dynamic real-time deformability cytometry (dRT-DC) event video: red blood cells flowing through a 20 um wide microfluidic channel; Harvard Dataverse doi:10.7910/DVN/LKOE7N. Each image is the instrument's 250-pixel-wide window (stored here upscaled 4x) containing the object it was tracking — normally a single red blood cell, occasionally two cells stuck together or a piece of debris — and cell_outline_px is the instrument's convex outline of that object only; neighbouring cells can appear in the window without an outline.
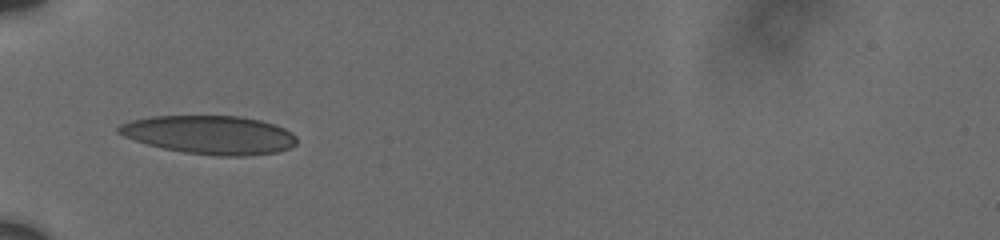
{"species": "human", "species_latin": "Homo sapiens", "temperature_condition": "cold", "stored_images_in_passage": 71, "camera_frame_rate_fps": 3000, "um_per_image_px": 0.085, "donor": {"sex": "male"}, "frame": {"image": 1, "passage_image": 1, "time_ms": 0.0, "image_size_px": [1000, 240], "cell_outline_px": [[296, 144], [288, 148], [276, 152], [248, 156], [216, 156], [184, 152], [164, 148], [148, 144], [124, 136], [116, 132], [116, 128], [120, 124], [132, 120], [152, 116], [240, 116], [260, 120], [284, 128], [292, 132], [296, 136]], "centroid_in_image_um": [17.83, 11.46], "position_along_channel_um": 67.2, "area_um2": 39.88}}
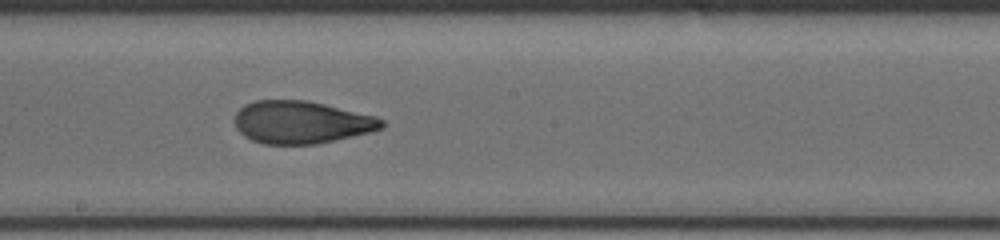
{"frame": {"image": 2, "passage_image": 26, "time_ms": 4.333, "image_size_px": [1000, 240], "cell_outline_px": [[384, 128], [352, 136], [316, 144], [264, 144], [252, 140], [244, 136], [236, 128], [236, 112], [244, 104], [256, 100], [304, 100], [324, 104], [376, 116], [384, 120]], "centroid_in_image_um": [25.6, 10.39], "position_along_channel_um": 222.6, "area_um2": 36.3}}
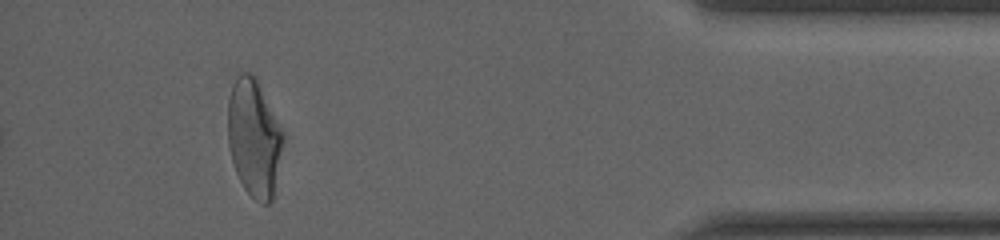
{"frame": {"image": 3, "passage_image": 67, "time_ms": 10.667, "image_size_px": [1000, 240], "cell_outline_px": [[280, 148], [272, 200], [268, 204], [264, 204], [256, 200], [244, 188], [236, 172], [232, 160], [228, 144], [228, 100], [232, 84], [236, 76], [240, 72], [248, 72], [256, 80], [280, 132]], "centroid_in_image_um": [21.5, 11.74], "position_along_channel_um": 413.7, "area_um2": 35.84}, "authors_computed_cell_mechanics": {"area_um2": 36.9342, "velocity_mm_per_s": 3.716, "shape_relaxation_time_tau1_ms": 9.9227, "shape_relaxation_time_tau2_ms": 1.3862, "deformation_change_tau1": 0.2482, "deformation_change_tau2": 0.0821}}